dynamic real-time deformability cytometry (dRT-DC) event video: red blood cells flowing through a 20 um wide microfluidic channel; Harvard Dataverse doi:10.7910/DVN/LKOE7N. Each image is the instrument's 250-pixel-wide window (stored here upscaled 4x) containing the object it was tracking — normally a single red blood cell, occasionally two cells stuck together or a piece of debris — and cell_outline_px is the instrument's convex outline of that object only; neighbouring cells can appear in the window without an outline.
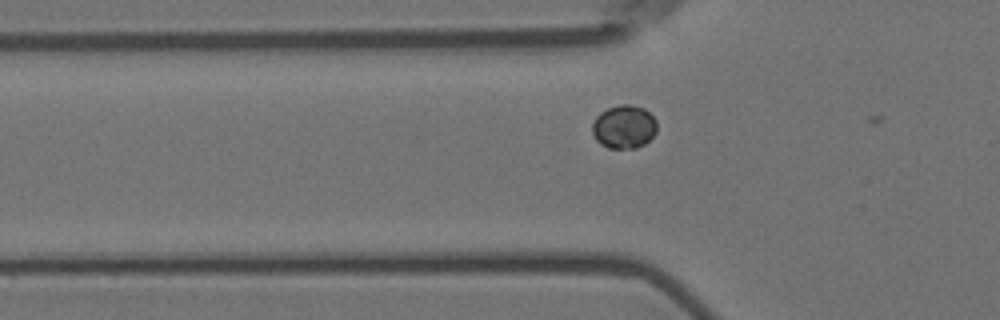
{"species": "Egyptian fruit bat (a non-hibernating species)", "species_latin": "Rousettus aegyptiacus", "temperature_condition": "room temperature", "stored_images_in_passage": 3, "camera_frame_rate_fps": 3000, "um_per_image_px": 0.085, "animal": {"sex": "female"}, "frame": {"image": 1, "passage_image": 2, "time_ms": 0.333, "image_size_px": [1000, 320], "cell_outline_px": [[656, 132], [644, 144], [636, 148], [608, 148], [600, 144], [596, 140], [592, 132], [592, 124], [596, 116], [600, 112], [608, 108], [620, 104], [628, 104], [644, 108], [656, 120]], "centroid_in_image_um": [53.02, 10.78], "position_along_channel_um": 72.8, "area_um2": 16.36}}